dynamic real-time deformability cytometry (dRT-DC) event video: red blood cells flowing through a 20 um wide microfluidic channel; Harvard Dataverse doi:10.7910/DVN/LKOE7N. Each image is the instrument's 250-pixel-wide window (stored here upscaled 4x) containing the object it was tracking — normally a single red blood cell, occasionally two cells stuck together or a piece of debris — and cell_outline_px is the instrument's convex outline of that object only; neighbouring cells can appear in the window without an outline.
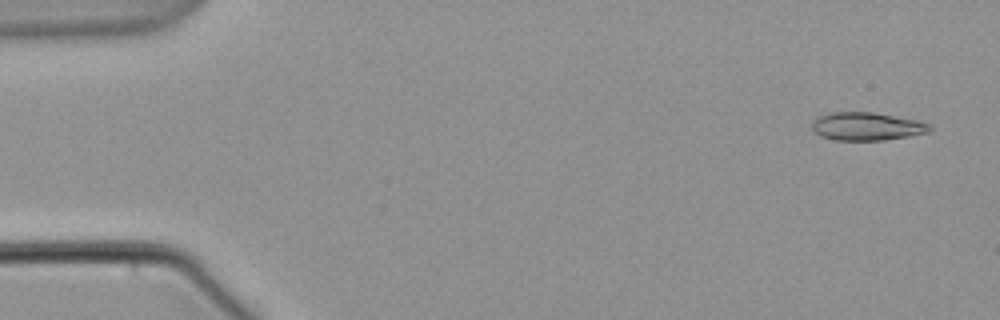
{"species": "common noctule bat (a hibernating species)", "species_latin": "Nyctalus noctula", "temperature_condition": "warm", "stored_images_in_passage": 4, "camera_frame_rate_fps": 3000, "um_per_image_px": 0.085, "animal": {"sex": "male", "body_mass_g": 21.5, "forearm_length_mm": 52.0}, "frame": {"image": 1, "passage_image": 1, "time_ms": 0.0, "image_size_px": [1000, 320], "cell_outline_px": [[932, 128], [928, 132], [912, 136], [884, 140], [836, 140], [820, 136], [812, 128], [812, 120], [816, 116], [828, 112], [872, 112], [920, 120], [932, 124]], "centroid_in_image_um": [73.69, 10.73], "position_along_channel_um": 11.3, "area_um2": 19.59}}
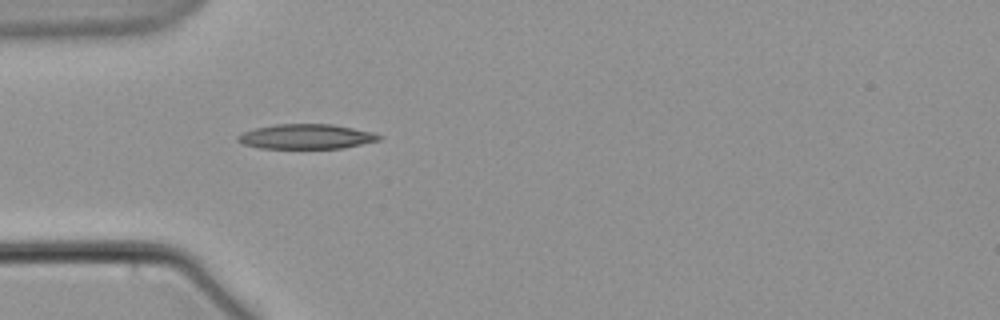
{"frame": {"image": 2, "passage_image": 4, "time_ms": 5.333, "image_size_px": [1000, 320], "cell_outline_px": [[384, 136], [380, 140], [344, 148], [260, 148], [244, 144], [236, 140], [236, 136], [244, 132], [256, 128], [276, 124], [332, 124], [372, 132]], "centroid_in_image_um": [26.05, 11.61], "position_along_channel_um": 59.0, "area_um2": 20.35}}